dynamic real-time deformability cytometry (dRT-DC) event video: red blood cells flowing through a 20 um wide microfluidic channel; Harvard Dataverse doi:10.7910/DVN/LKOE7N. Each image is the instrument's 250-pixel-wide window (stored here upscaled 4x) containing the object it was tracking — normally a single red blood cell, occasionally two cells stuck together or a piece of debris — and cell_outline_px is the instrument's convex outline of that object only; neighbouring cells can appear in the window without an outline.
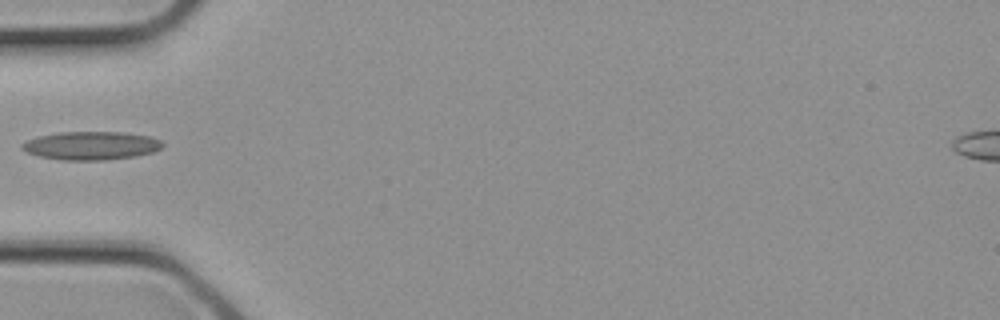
{"species": "common noctule bat (a hibernating species)", "species_latin": "Nyctalus noctula", "temperature_condition": "cold", "stored_images_in_passage": 1, "camera_frame_rate_fps": 3000, "um_per_image_px": 0.085, "animal": {"sex": "female", "body_mass_g": 21.9}, "frame": {"image": 1, "passage_image": 1, "time_ms": 0.0, "image_size_px": [1000, 320], "cell_outline_px": [[164, 144], [160, 148], [152, 152], [136, 156], [104, 160], [60, 160], [40, 156], [28, 152], [20, 148], [20, 144], [36, 136], [60, 132], [120, 132], [148, 136], [160, 140]], "centroid_in_image_um": [7.71, 12.38], "position_along_channel_um": 77.3, "area_um2": 23.12}}